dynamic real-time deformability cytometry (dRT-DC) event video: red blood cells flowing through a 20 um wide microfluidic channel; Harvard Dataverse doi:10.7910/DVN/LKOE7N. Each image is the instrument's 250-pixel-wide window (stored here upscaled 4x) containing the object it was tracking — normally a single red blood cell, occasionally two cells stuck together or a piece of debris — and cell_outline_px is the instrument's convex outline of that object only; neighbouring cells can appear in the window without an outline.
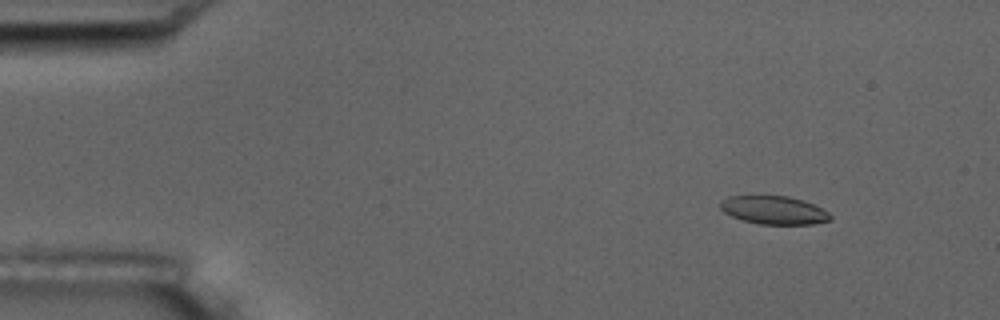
{"species": "common noctule bat (a hibernating species)", "species_latin": "Nyctalus noctula", "temperature_condition": "room temperature", "stored_images_in_passage": 6, "camera_frame_rate_fps": 3000, "um_per_image_px": 0.085, "animal": {"sex": "male", "body_mass_g": 17.5, "forearm_length_mm": 52.3}, "frame": {"image": 1, "passage_image": 2, "time_ms": 1.0, "image_size_px": [1000, 320], "cell_outline_px": [[832, 220], [812, 224], [760, 224], [744, 220], [732, 216], [724, 212], [720, 208], [720, 200], [728, 196], [788, 196], [804, 200], [828, 212], [832, 216]], "centroid_in_image_um": [65.78, 17.86], "position_along_channel_um": 19.2, "area_um2": 18.03}}
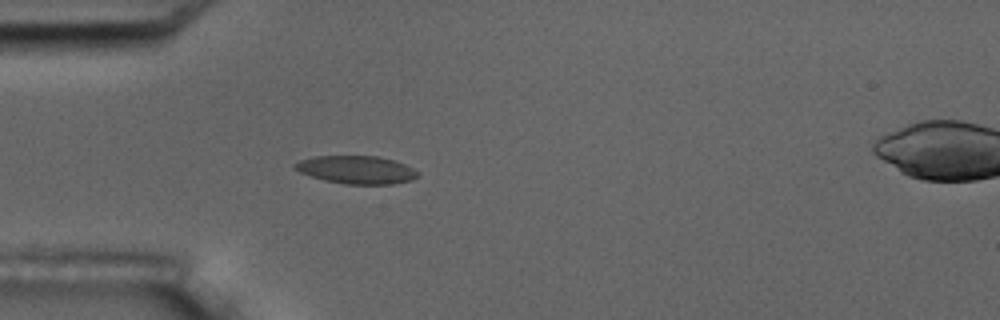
{"frame": {"image": 2, "passage_image": 5, "time_ms": 4.333, "image_size_px": [1000, 320], "cell_outline_px": [[420, 176], [412, 180], [392, 184], [344, 184], [324, 180], [300, 172], [292, 164], [300, 160], [316, 156], [376, 156], [392, 160], [404, 164], [420, 172]], "centroid_in_image_um": [30.33, 14.43], "position_along_channel_um": 54.7, "area_um2": 19.94}}